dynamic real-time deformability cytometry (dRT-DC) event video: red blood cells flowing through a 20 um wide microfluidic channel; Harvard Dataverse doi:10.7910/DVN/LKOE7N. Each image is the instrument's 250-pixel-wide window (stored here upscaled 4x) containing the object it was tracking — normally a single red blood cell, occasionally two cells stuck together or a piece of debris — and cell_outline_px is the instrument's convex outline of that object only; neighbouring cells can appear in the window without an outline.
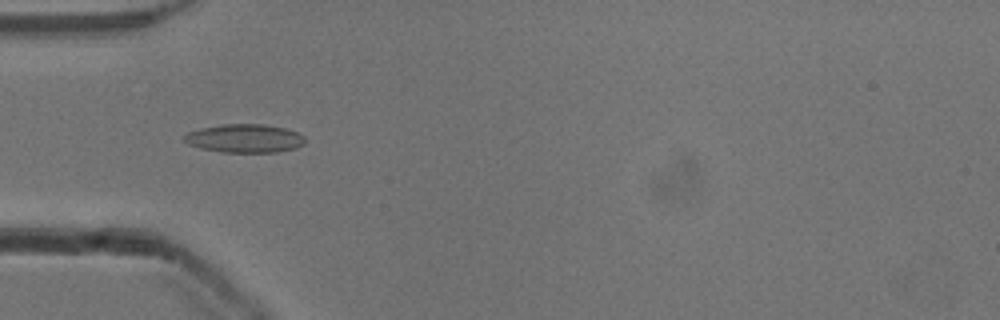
{"species": "common noctule bat (a hibernating species)", "species_latin": "Nyctalus noctula", "temperature_condition": "cold", "stored_images_in_passage": 52, "camera_frame_rate_fps": 3000, "um_per_image_px": 0.085, "animal": {"sex": "male", "body_mass_g": 13.3}, "frame": {"image": 1, "passage_image": 16, "time_ms": 5.0, "image_size_px": [1000, 320], "cell_outline_px": [[304, 144], [296, 148], [276, 152], [224, 152], [200, 148], [188, 144], [184, 140], [184, 136], [188, 132], [204, 128], [224, 124], [260, 124], [284, 128], [296, 132], [304, 136]], "centroid_in_image_um": [20.81, 11.77], "position_along_channel_um": 64.2, "area_um2": 19.77}}
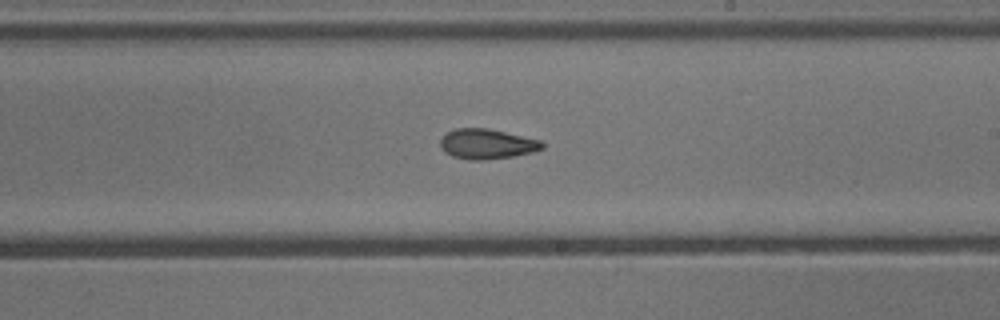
{"frame": {"image": 2, "passage_image": 30, "time_ms": 9.667, "image_size_px": [1000, 320], "cell_outline_px": [[544, 148], [532, 152], [512, 156], [484, 160], [472, 160], [452, 156], [444, 152], [440, 148], [440, 140], [448, 132], [456, 128], [488, 128], [540, 140], [544, 144]], "centroid_in_image_um": [41.37, 12.24], "position_along_channel_um": 247.6, "area_um2": 17.74}}
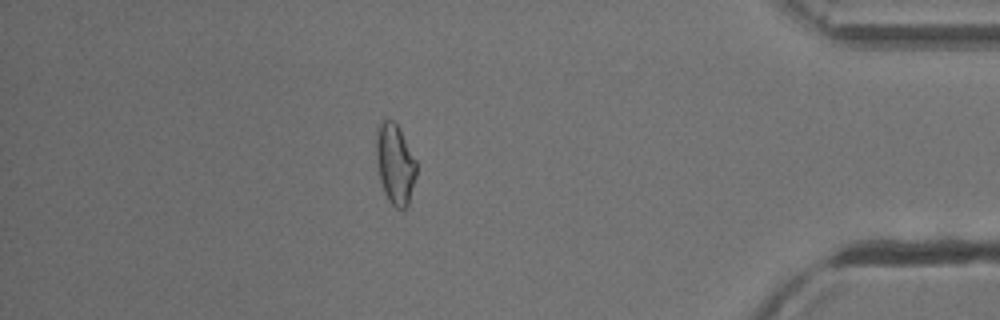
{"frame": {"image": 3, "passage_image": 45, "time_ms": 14.667, "image_size_px": [1000, 320], "cell_outline_px": [[416, 176], [408, 204], [404, 208], [396, 208], [388, 200], [384, 192], [380, 180], [376, 160], [376, 128], [380, 120], [392, 120], [400, 128], [416, 160]], "centroid_in_image_um": [33.57, 13.9], "position_along_channel_um": 401.6, "area_um2": 18.9}, "authors_computed_cell_mechanics": {"area_um2": 18.3515, "velocity_mm_per_s": 3.9287, "shape_relaxation_time_tau1_ms": null, "shape_relaxation_time_tau2_ms": 3.4469, "deformation_change_tau1": null, "deformation_change_tau2": 0.1117}}